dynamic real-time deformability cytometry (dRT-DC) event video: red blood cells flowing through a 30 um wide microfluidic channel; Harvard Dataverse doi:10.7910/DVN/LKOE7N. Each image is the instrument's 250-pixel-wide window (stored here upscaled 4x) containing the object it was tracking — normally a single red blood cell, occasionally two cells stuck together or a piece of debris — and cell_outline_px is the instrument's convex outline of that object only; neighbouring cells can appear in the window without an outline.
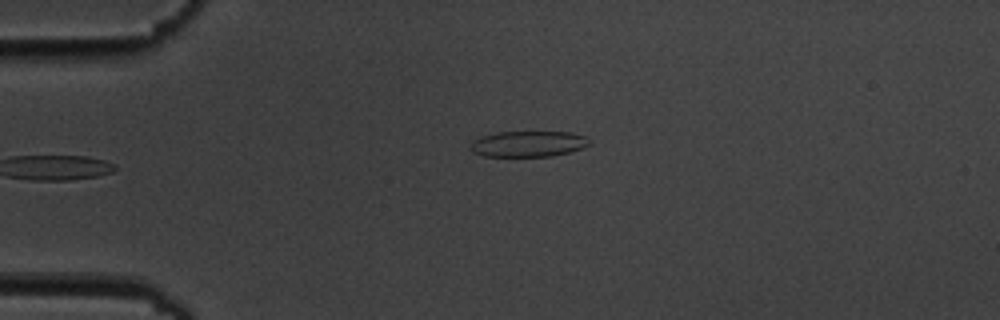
{"species": "common noctule bat (a hibernating species)", "species_latin": "Nyctalus noctula", "temperature_condition": "cold", "stored_images_in_passage": 6, "camera_frame_rate_fps": 3000, "um_per_image_px": 0.085, "animal": {"sex": "male", "body_mass_g": 19.5, "forearm_length_mm": 54.6}, "frame": {"image": 1, "passage_image": 6, "time_ms": 5.667, "image_size_px": [1000, 320], "cell_outline_px": [[592, 140], [588, 144], [580, 148], [568, 152], [552, 156], [484, 156], [472, 152], [468, 148], [472, 140], [480, 136], [496, 132], [572, 132], [584, 136]], "centroid_in_image_um": [44.83, 12.22], "position_along_channel_um": 40.2, "area_um2": 17.98}}